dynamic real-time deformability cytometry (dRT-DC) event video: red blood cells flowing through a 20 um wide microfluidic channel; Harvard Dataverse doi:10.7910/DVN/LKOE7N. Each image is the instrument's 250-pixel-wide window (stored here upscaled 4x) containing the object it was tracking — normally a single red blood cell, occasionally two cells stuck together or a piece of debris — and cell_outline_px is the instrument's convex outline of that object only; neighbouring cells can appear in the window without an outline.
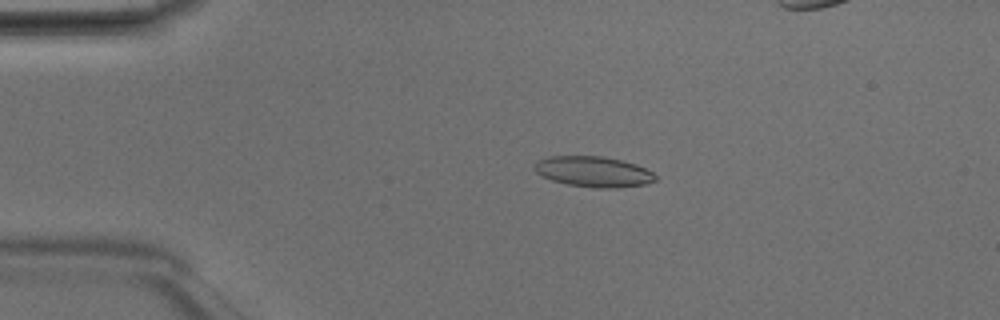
{"species": "Egyptian fruit bat (a non-hibernating species)", "species_latin": "Rousettus aegyptiacus", "temperature_condition": "room temperature", "stored_images_in_passage": 42, "camera_frame_rate_fps": 3000, "um_per_image_px": 0.085, "animal": {"sex": "male"}, "frame": {"image": 1, "passage_image": 3, "time_ms": 0.667, "image_size_px": [1000, 320], "cell_outline_px": [[656, 180], [644, 184], [620, 188], [592, 188], [568, 184], [552, 180], [540, 176], [532, 168], [536, 160], [548, 156], [604, 156], [636, 164], [652, 172], [656, 176]], "centroid_in_image_um": [50.39, 14.59], "position_along_channel_um": 34.6, "area_um2": 21.73}}
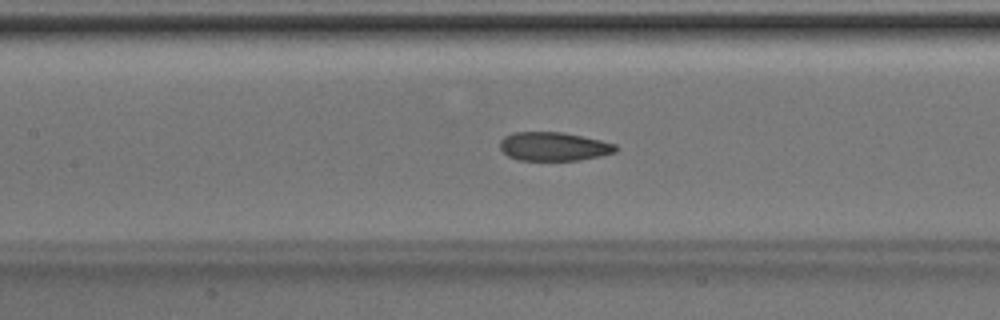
{"frame": {"image": 2, "passage_image": 15, "time_ms": 4.667, "image_size_px": [1000, 320], "cell_outline_px": [[620, 148], [616, 152], [600, 156], [580, 160], [520, 160], [508, 156], [500, 148], [500, 140], [504, 136], [512, 132], [564, 132], [600, 140], [616, 144]], "centroid_in_image_um": [47.08, 12.44], "position_along_channel_um": 160.3, "area_um2": 19.48}}
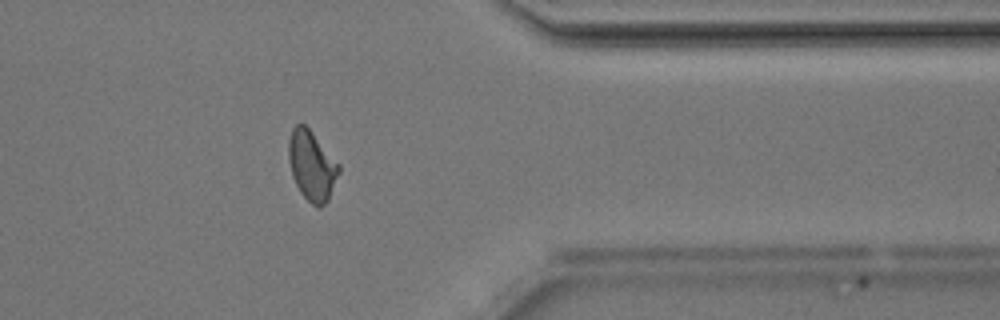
{"frame": {"image": 3, "passage_image": 32, "time_ms": 10.333, "image_size_px": [1000, 320], "cell_outline_px": [[340, 172], [328, 200], [320, 208], [316, 208], [300, 192], [292, 176], [288, 160], [288, 140], [292, 128], [296, 124], [304, 124], [308, 128], [340, 164]], "centroid_in_image_um": [26.5, 14.09], "position_along_channel_um": 384.9, "area_um2": 20.46}, "authors_computed_cell_mechanics": {"area_um2": 19.9988, "velocity_mm_per_s": 4.192, "shape_relaxation_time_tau1_ms": null, "shape_relaxation_time_tau2_ms": 1.6902, "deformation_change_tau1": null, "deformation_change_tau2": 0.0842}}